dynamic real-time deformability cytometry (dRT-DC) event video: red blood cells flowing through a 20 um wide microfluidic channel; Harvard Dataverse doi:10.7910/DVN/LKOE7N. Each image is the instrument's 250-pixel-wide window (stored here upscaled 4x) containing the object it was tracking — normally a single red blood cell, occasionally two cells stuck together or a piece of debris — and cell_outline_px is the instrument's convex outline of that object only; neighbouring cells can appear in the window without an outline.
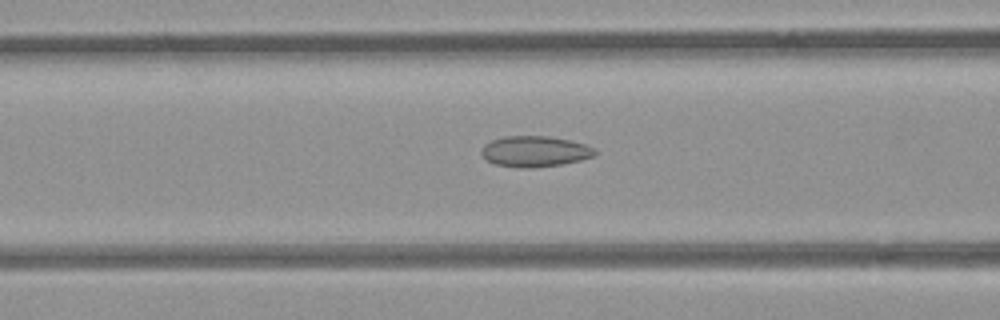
{"species": "common noctule bat (a hibernating species)", "species_latin": "Nyctalus noctula", "temperature_condition": "room temperature", "stored_images_in_passage": 48, "camera_frame_rate_fps": 3000, "um_per_image_px": 0.085, "animal": {"sex": "female", "body_mass_g": 21.9}, "frame": {"image": 1, "passage_image": 16, "time_ms": 5.0, "image_size_px": [1000, 320], "cell_outline_px": [[596, 152], [592, 156], [580, 160], [560, 164], [532, 168], [520, 168], [496, 164], [488, 160], [480, 152], [484, 144], [492, 140], [504, 136], [548, 136], [568, 140], [584, 144], [596, 148]], "centroid_in_image_um": [45.44, 12.86], "position_along_channel_um": 121.2, "area_um2": 20.17}}
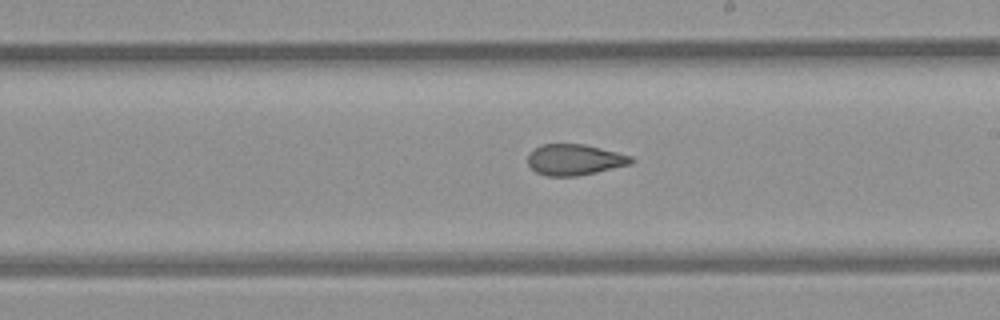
{"frame": {"image": 2, "passage_image": 25, "time_ms": 8.0, "image_size_px": [1000, 320], "cell_outline_px": [[636, 160], [632, 164], [596, 172], [576, 176], [544, 176], [536, 172], [528, 164], [528, 156], [536, 148], [544, 144], [584, 144], [632, 156]], "centroid_in_image_um": [48.87, 13.58], "position_along_channel_um": 240.1, "area_um2": 18.55}}
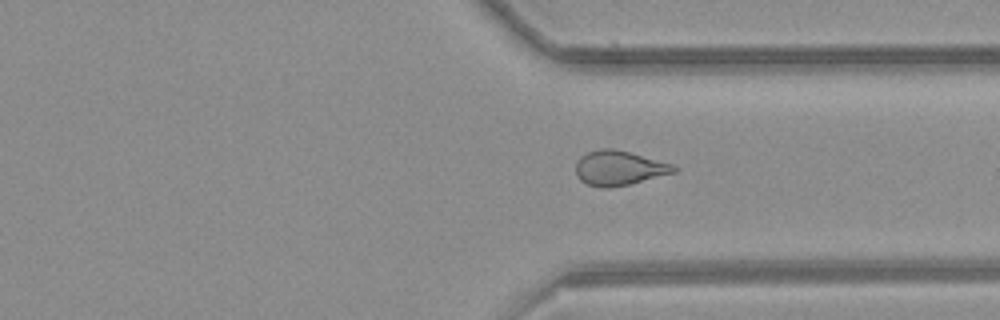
{"frame": {"image": 3, "passage_image": 34, "time_ms": 11.0, "image_size_px": [1000, 320], "cell_outline_px": [[680, 168], [676, 172], [628, 184], [608, 188], [600, 188], [588, 184], [580, 180], [576, 176], [576, 160], [580, 156], [588, 152], [600, 148], [612, 148], [628, 152], [672, 164]], "centroid_in_image_um": [52.58, 14.28], "position_along_channel_um": 358.8, "area_um2": 19.71}}